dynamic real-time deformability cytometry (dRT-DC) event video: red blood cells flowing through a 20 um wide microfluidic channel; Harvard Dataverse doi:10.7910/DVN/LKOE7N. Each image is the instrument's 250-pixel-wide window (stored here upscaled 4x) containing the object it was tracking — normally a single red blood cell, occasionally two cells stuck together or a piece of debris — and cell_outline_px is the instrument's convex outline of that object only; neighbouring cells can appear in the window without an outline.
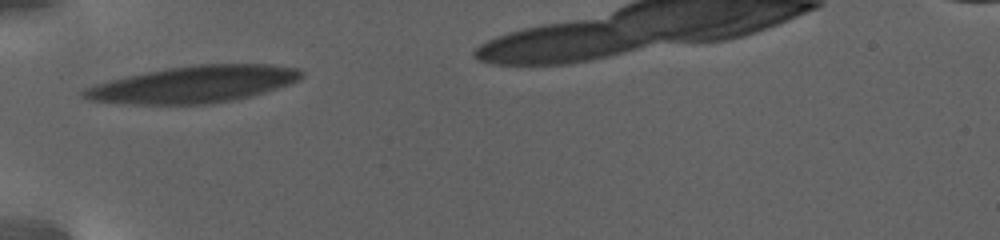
{"species": "human", "species_latin": "Homo sapiens", "temperature_condition": "warm", "stored_images_in_passage": 39, "camera_frame_rate_fps": 3000, "um_per_image_px": 0.085, "donor": {"sex": "female"}, "frame": {"image": 1, "passage_image": 1, "time_ms": 0.0, "image_size_px": [1000, 240], "cell_outline_px": [[304, 76], [300, 80], [252, 96], [232, 100], [204, 104], [132, 104], [88, 100], [80, 92], [84, 88], [108, 80], [168, 68], [192, 64], [272, 64], [300, 68], [304, 72]], "centroid_in_image_um": [16.51, 7.16], "position_along_channel_um": 68.5, "area_um2": 46.59}}
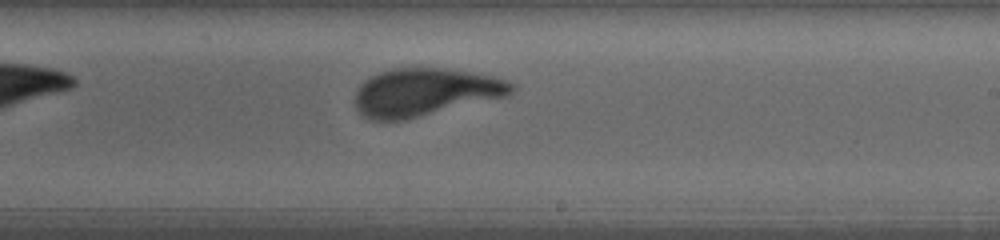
{"frame": {"image": 2, "passage_image": 22, "time_ms": 7.0, "image_size_px": [1000, 240], "cell_outline_px": [[516, 88], [512, 92], [504, 96], [404, 120], [372, 120], [360, 116], [356, 108], [356, 92], [360, 84], [364, 80], [380, 72], [392, 68], [444, 68], [472, 72], [492, 76], [516, 84]], "centroid_in_image_um": [36.08, 7.83], "position_along_channel_um": 252.9, "area_um2": 43.23}}
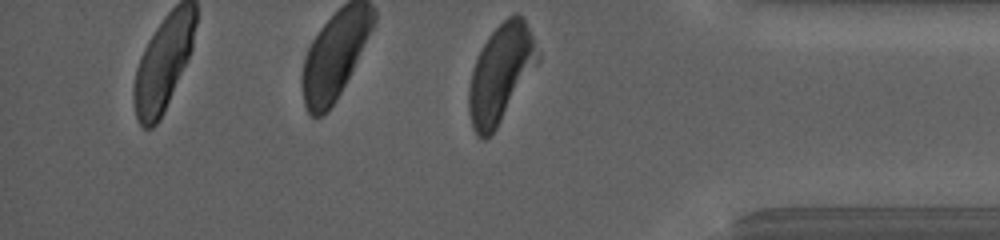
{"frame": {"image": 3, "passage_image": 39, "time_ms": 12.667, "image_size_px": [1000, 240], "cell_outline_px": [[540, 60], [496, 128], [484, 140], [476, 136], [472, 128], [468, 112], [468, 88], [472, 68], [488, 36], [508, 16], [516, 12], [524, 20], [540, 52]], "centroid_in_image_um": [42.54, 6.26], "position_along_channel_um": 392.7, "area_um2": 38.84}, "authors_computed_cell_mechanics": {"area_um2": 43.4078, "velocity_mm_per_s": 2.6954, "shape_relaxation_time_tau1_ms": 5.21, "shape_relaxation_time_tau2_ms": 1.1845, "deformation_change_tau1": 0.2049, "deformation_change_tau2": 0.0865}}